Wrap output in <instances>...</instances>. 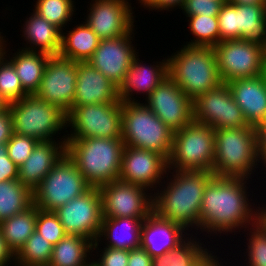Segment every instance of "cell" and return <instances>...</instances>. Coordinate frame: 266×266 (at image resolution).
I'll return each mask as SVG.
<instances>
[{
    "mask_svg": "<svg viewBox=\"0 0 266 266\" xmlns=\"http://www.w3.org/2000/svg\"><path fill=\"white\" fill-rule=\"evenodd\" d=\"M185 0H153L146 8L149 10H168L175 7H180L182 9Z\"/></svg>",
    "mask_w": 266,
    "mask_h": 266,
    "instance_id": "46",
    "label": "cell"
},
{
    "mask_svg": "<svg viewBox=\"0 0 266 266\" xmlns=\"http://www.w3.org/2000/svg\"><path fill=\"white\" fill-rule=\"evenodd\" d=\"M215 130L208 125L192 121L173 132L168 170L211 171L215 157Z\"/></svg>",
    "mask_w": 266,
    "mask_h": 266,
    "instance_id": "7",
    "label": "cell"
},
{
    "mask_svg": "<svg viewBox=\"0 0 266 266\" xmlns=\"http://www.w3.org/2000/svg\"><path fill=\"white\" fill-rule=\"evenodd\" d=\"M90 188L75 162L65 153L33 191V204L43 211H54Z\"/></svg>",
    "mask_w": 266,
    "mask_h": 266,
    "instance_id": "9",
    "label": "cell"
},
{
    "mask_svg": "<svg viewBox=\"0 0 266 266\" xmlns=\"http://www.w3.org/2000/svg\"><path fill=\"white\" fill-rule=\"evenodd\" d=\"M2 155H8L6 144H0V156H2Z\"/></svg>",
    "mask_w": 266,
    "mask_h": 266,
    "instance_id": "53",
    "label": "cell"
},
{
    "mask_svg": "<svg viewBox=\"0 0 266 266\" xmlns=\"http://www.w3.org/2000/svg\"><path fill=\"white\" fill-rule=\"evenodd\" d=\"M259 209V215H258V223L261 224L263 226V228L266 230V206L264 208L263 207H258Z\"/></svg>",
    "mask_w": 266,
    "mask_h": 266,
    "instance_id": "50",
    "label": "cell"
},
{
    "mask_svg": "<svg viewBox=\"0 0 266 266\" xmlns=\"http://www.w3.org/2000/svg\"><path fill=\"white\" fill-rule=\"evenodd\" d=\"M258 155L260 159L259 161H261L260 164L263 163L262 165L265 166L266 165V151H258Z\"/></svg>",
    "mask_w": 266,
    "mask_h": 266,
    "instance_id": "52",
    "label": "cell"
},
{
    "mask_svg": "<svg viewBox=\"0 0 266 266\" xmlns=\"http://www.w3.org/2000/svg\"><path fill=\"white\" fill-rule=\"evenodd\" d=\"M66 137L58 141L38 142L26 161L19 166L18 180L32 192L66 153Z\"/></svg>",
    "mask_w": 266,
    "mask_h": 266,
    "instance_id": "23",
    "label": "cell"
},
{
    "mask_svg": "<svg viewBox=\"0 0 266 266\" xmlns=\"http://www.w3.org/2000/svg\"><path fill=\"white\" fill-rule=\"evenodd\" d=\"M145 105L173 132L193 120V100L168 76L146 98Z\"/></svg>",
    "mask_w": 266,
    "mask_h": 266,
    "instance_id": "17",
    "label": "cell"
},
{
    "mask_svg": "<svg viewBox=\"0 0 266 266\" xmlns=\"http://www.w3.org/2000/svg\"><path fill=\"white\" fill-rule=\"evenodd\" d=\"M86 24L100 39H114L129 34L134 27L128 0H92Z\"/></svg>",
    "mask_w": 266,
    "mask_h": 266,
    "instance_id": "19",
    "label": "cell"
},
{
    "mask_svg": "<svg viewBox=\"0 0 266 266\" xmlns=\"http://www.w3.org/2000/svg\"><path fill=\"white\" fill-rule=\"evenodd\" d=\"M100 253L97 261H93V266H127L129 259V251L105 247Z\"/></svg>",
    "mask_w": 266,
    "mask_h": 266,
    "instance_id": "42",
    "label": "cell"
},
{
    "mask_svg": "<svg viewBox=\"0 0 266 266\" xmlns=\"http://www.w3.org/2000/svg\"><path fill=\"white\" fill-rule=\"evenodd\" d=\"M189 17V30L194 39L187 45L215 47L220 42V32L217 16H186Z\"/></svg>",
    "mask_w": 266,
    "mask_h": 266,
    "instance_id": "35",
    "label": "cell"
},
{
    "mask_svg": "<svg viewBox=\"0 0 266 266\" xmlns=\"http://www.w3.org/2000/svg\"><path fill=\"white\" fill-rule=\"evenodd\" d=\"M35 231L53 246L67 235L63 225L53 211H43L38 208Z\"/></svg>",
    "mask_w": 266,
    "mask_h": 266,
    "instance_id": "38",
    "label": "cell"
},
{
    "mask_svg": "<svg viewBox=\"0 0 266 266\" xmlns=\"http://www.w3.org/2000/svg\"><path fill=\"white\" fill-rule=\"evenodd\" d=\"M76 80V61L51 56L35 95L67 114L73 107Z\"/></svg>",
    "mask_w": 266,
    "mask_h": 266,
    "instance_id": "16",
    "label": "cell"
},
{
    "mask_svg": "<svg viewBox=\"0 0 266 266\" xmlns=\"http://www.w3.org/2000/svg\"><path fill=\"white\" fill-rule=\"evenodd\" d=\"M234 101L252 127L260 126L266 119V81L263 75L240 78L227 83Z\"/></svg>",
    "mask_w": 266,
    "mask_h": 266,
    "instance_id": "22",
    "label": "cell"
},
{
    "mask_svg": "<svg viewBox=\"0 0 266 266\" xmlns=\"http://www.w3.org/2000/svg\"><path fill=\"white\" fill-rule=\"evenodd\" d=\"M153 257L145 248L139 247L129 251L127 266H152Z\"/></svg>",
    "mask_w": 266,
    "mask_h": 266,
    "instance_id": "45",
    "label": "cell"
},
{
    "mask_svg": "<svg viewBox=\"0 0 266 266\" xmlns=\"http://www.w3.org/2000/svg\"><path fill=\"white\" fill-rule=\"evenodd\" d=\"M67 235L97 241L102 224V198L99 188L87 192L53 211Z\"/></svg>",
    "mask_w": 266,
    "mask_h": 266,
    "instance_id": "14",
    "label": "cell"
},
{
    "mask_svg": "<svg viewBox=\"0 0 266 266\" xmlns=\"http://www.w3.org/2000/svg\"><path fill=\"white\" fill-rule=\"evenodd\" d=\"M263 76H264V78H265V81H266V66H265V70H264V72H263V74H262Z\"/></svg>",
    "mask_w": 266,
    "mask_h": 266,
    "instance_id": "57",
    "label": "cell"
},
{
    "mask_svg": "<svg viewBox=\"0 0 266 266\" xmlns=\"http://www.w3.org/2000/svg\"><path fill=\"white\" fill-rule=\"evenodd\" d=\"M14 133L10 109L0 111V144H6Z\"/></svg>",
    "mask_w": 266,
    "mask_h": 266,
    "instance_id": "43",
    "label": "cell"
},
{
    "mask_svg": "<svg viewBox=\"0 0 266 266\" xmlns=\"http://www.w3.org/2000/svg\"><path fill=\"white\" fill-rule=\"evenodd\" d=\"M8 107L6 101L0 96V111L5 110Z\"/></svg>",
    "mask_w": 266,
    "mask_h": 266,
    "instance_id": "54",
    "label": "cell"
},
{
    "mask_svg": "<svg viewBox=\"0 0 266 266\" xmlns=\"http://www.w3.org/2000/svg\"><path fill=\"white\" fill-rule=\"evenodd\" d=\"M147 218H102L101 231L97 241L92 245V252L98 249L104 237L106 247L122 250H133L141 247V228ZM104 235V236H103Z\"/></svg>",
    "mask_w": 266,
    "mask_h": 266,
    "instance_id": "26",
    "label": "cell"
},
{
    "mask_svg": "<svg viewBox=\"0 0 266 266\" xmlns=\"http://www.w3.org/2000/svg\"><path fill=\"white\" fill-rule=\"evenodd\" d=\"M193 117L194 121L211 126L214 130L250 126L227 83L198 95L193 100Z\"/></svg>",
    "mask_w": 266,
    "mask_h": 266,
    "instance_id": "13",
    "label": "cell"
},
{
    "mask_svg": "<svg viewBox=\"0 0 266 266\" xmlns=\"http://www.w3.org/2000/svg\"><path fill=\"white\" fill-rule=\"evenodd\" d=\"M167 172H170L168 160L163 155L131 146L124 147L118 179L141 185L148 190L153 188V191L157 187L154 185L162 184L161 179L166 177L164 174L168 175Z\"/></svg>",
    "mask_w": 266,
    "mask_h": 266,
    "instance_id": "18",
    "label": "cell"
},
{
    "mask_svg": "<svg viewBox=\"0 0 266 266\" xmlns=\"http://www.w3.org/2000/svg\"><path fill=\"white\" fill-rule=\"evenodd\" d=\"M118 87L89 62H77L73 106L119 102Z\"/></svg>",
    "mask_w": 266,
    "mask_h": 266,
    "instance_id": "21",
    "label": "cell"
},
{
    "mask_svg": "<svg viewBox=\"0 0 266 266\" xmlns=\"http://www.w3.org/2000/svg\"><path fill=\"white\" fill-rule=\"evenodd\" d=\"M214 143V176L249 179L252 170L257 168V163L260 162L257 128L244 126L215 130Z\"/></svg>",
    "mask_w": 266,
    "mask_h": 266,
    "instance_id": "5",
    "label": "cell"
},
{
    "mask_svg": "<svg viewBox=\"0 0 266 266\" xmlns=\"http://www.w3.org/2000/svg\"><path fill=\"white\" fill-rule=\"evenodd\" d=\"M33 204V192L17 180L0 181V222Z\"/></svg>",
    "mask_w": 266,
    "mask_h": 266,
    "instance_id": "33",
    "label": "cell"
},
{
    "mask_svg": "<svg viewBox=\"0 0 266 266\" xmlns=\"http://www.w3.org/2000/svg\"><path fill=\"white\" fill-rule=\"evenodd\" d=\"M185 231L180 225L160 219L152 213L141 228V247L152 257L163 255L182 242L186 238L185 234L189 235Z\"/></svg>",
    "mask_w": 266,
    "mask_h": 266,
    "instance_id": "25",
    "label": "cell"
},
{
    "mask_svg": "<svg viewBox=\"0 0 266 266\" xmlns=\"http://www.w3.org/2000/svg\"><path fill=\"white\" fill-rule=\"evenodd\" d=\"M231 4H257L266 3V0H227Z\"/></svg>",
    "mask_w": 266,
    "mask_h": 266,
    "instance_id": "51",
    "label": "cell"
},
{
    "mask_svg": "<svg viewBox=\"0 0 266 266\" xmlns=\"http://www.w3.org/2000/svg\"><path fill=\"white\" fill-rule=\"evenodd\" d=\"M3 38L4 37L1 35V32H0V55L3 53L4 45L6 42Z\"/></svg>",
    "mask_w": 266,
    "mask_h": 266,
    "instance_id": "55",
    "label": "cell"
},
{
    "mask_svg": "<svg viewBox=\"0 0 266 266\" xmlns=\"http://www.w3.org/2000/svg\"><path fill=\"white\" fill-rule=\"evenodd\" d=\"M10 260H13V262H15V255L8 248L2 235V231L0 230V266H8L9 264H11Z\"/></svg>",
    "mask_w": 266,
    "mask_h": 266,
    "instance_id": "47",
    "label": "cell"
},
{
    "mask_svg": "<svg viewBox=\"0 0 266 266\" xmlns=\"http://www.w3.org/2000/svg\"><path fill=\"white\" fill-rule=\"evenodd\" d=\"M37 207L28 209L0 222V230L8 248L16 255L36 228Z\"/></svg>",
    "mask_w": 266,
    "mask_h": 266,
    "instance_id": "30",
    "label": "cell"
},
{
    "mask_svg": "<svg viewBox=\"0 0 266 266\" xmlns=\"http://www.w3.org/2000/svg\"><path fill=\"white\" fill-rule=\"evenodd\" d=\"M217 17L220 42L244 39L266 49V3L225 2Z\"/></svg>",
    "mask_w": 266,
    "mask_h": 266,
    "instance_id": "11",
    "label": "cell"
},
{
    "mask_svg": "<svg viewBox=\"0 0 266 266\" xmlns=\"http://www.w3.org/2000/svg\"><path fill=\"white\" fill-rule=\"evenodd\" d=\"M140 5H144L143 7H147L153 0H138Z\"/></svg>",
    "mask_w": 266,
    "mask_h": 266,
    "instance_id": "56",
    "label": "cell"
},
{
    "mask_svg": "<svg viewBox=\"0 0 266 266\" xmlns=\"http://www.w3.org/2000/svg\"><path fill=\"white\" fill-rule=\"evenodd\" d=\"M68 126L66 139L122 138V101L73 106L66 114Z\"/></svg>",
    "mask_w": 266,
    "mask_h": 266,
    "instance_id": "10",
    "label": "cell"
},
{
    "mask_svg": "<svg viewBox=\"0 0 266 266\" xmlns=\"http://www.w3.org/2000/svg\"><path fill=\"white\" fill-rule=\"evenodd\" d=\"M26 19L23 26V37L26 38V42L31 47L26 46L22 49L43 52L50 56H59L62 31L45 18H42L34 9L32 15Z\"/></svg>",
    "mask_w": 266,
    "mask_h": 266,
    "instance_id": "27",
    "label": "cell"
},
{
    "mask_svg": "<svg viewBox=\"0 0 266 266\" xmlns=\"http://www.w3.org/2000/svg\"><path fill=\"white\" fill-rule=\"evenodd\" d=\"M124 147L122 138L66 139V154L96 188L118 179Z\"/></svg>",
    "mask_w": 266,
    "mask_h": 266,
    "instance_id": "3",
    "label": "cell"
},
{
    "mask_svg": "<svg viewBox=\"0 0 266 266\" xmlns=\"http://www.w3.org/2000/svg\"><path fill=\"white\" fill-rule=\"evenodd\" d=\"M133 31L134 29L129 34L114 39H100L98 47L87 61L118 88L138 54L132 44V38L135 37L132 36Z\"/></svg>",
    "mask_w": 266,
    "mask_h": 266,
    "instance_id": "20",
    "label": "cell"
},
{
    "mask_svg": "<svg viewBox=\"0 0 266 266\" xmlns=\"http://www.w3.org/2000/svg\"><path fill=\"white\" fill-rule=\"evenodd\" d=\"M39 141L32 137L13 133L6 143L9 158L19 167L30 156Z\"/></svg>",
    "mask_w": 266,
    "mask_h": 266,
    "instance_id": "40",
    "label": "cell"
},
{
    "mask_svg": "<svg viewBox=\"0 0 266 266\" xmlns=\"http://www.w3.org/2000/svg\"><path fill=\"white\" fill-rule=\"evenodd\" d=\"M99 190L103 218H148L153 213V194L141 185L117 179Z\"/></svg>",
    "mask_w": 266,
    "mask_h": 266,
    "instance_id": "15",
    "label": "cell"
},
{
    "mask_svg": "<svg viewBox=\"0 0 266 266\" xmlns=\"http://www.w3.org/2000/svg\"><path fill=\"white\" fill-rule=\"evenodd\" d=\"M199 243L196 237H186L165 254L153 257L152 266H198L212 252Z\"/></svg>",
    "mask_w": 266,
    "mask_h": 266,
    "instance_id": "32",
    "label": "cell"
},
{
    "mask_svg": "<svg viewBox=\"0 0 266 266\" xmlns=\"http://www.w3.org/2000/svg\"><path fill=\"white\" fill-rule=\"evenodd\" d=\"M53 245L37 231L27 239L25 245L15 255V266L49 265Z\"/></svg>",
    "mask_w": 266,
    "mask_h": 266,
    "instance_id": "34",
    "label": "cell"
},
{
    "mask_svg": "<svg viewBox=\"0 0 266 266\" xmlns=\"http://www.w3.org/2000/svg\"><path fill=\"white\" fill-rule=\"evenodd\" d=\"M227 0H185L182 10L186 16H218Z\"/></svg>",
    "mask_w": 266,
    "mask_h": 266,
    "instance_id": "41",
    "label": "cell"
},
{
    "mask_svg": "<svg viewBox=\"0 0 266 266\" xmlns=\"http://www.w3.org/2000/svg\"><path fill=\"white\" fill-rule=\"evenodd\" d=\"M260 126H266V119L264 120V122Z\"/></svg>",
    "mask_w": 266,
    "mask_h": 266,
    "instance_id": "58",
    "label": "cell"
},
{
    "mask_svg": "<svg viewBox=\"0 0 266 266\" xmlns=\"http://www.w3.org/2000/svg\"><path fill=\"white\" fill-rule=\"evenodd\" d=\"M213 253H210L198 266H223L221 265L216 258L217 255H212ZM215 256V257H214Z\"/></svg>",
    "mask_w": 266,
    "mask_h": 266,
    "instance_id": "49",
    "label": "cell"
},
{
    "mask_svg": "<svg viewBox=\"0 0 266 266\" xmlns=\"http://www.w3.org/2000/svg\"><path fill=\"white\" fill-rule=\"evenodd\" d=\"M92 245L86 237L66 235L53 246L49 266H90L92 262L87 257Z\"/></svg>",
    "mask_w": 266,
    "mask_h": 266,
    "instance_id": "31",
    "label": "cell"
},
{
    "mask_svg": "<svg viewBox=\"0 0 266 266\" xmlns=\"http://www.w3.org/2000/svg\"><path fill=\"white\" fill-rule=\"evenodd\" d=\"M167 59L169 77L192 100L222 83L211 46L186 44Z\"/></svg>",
    "mask_w": 266,
    "mask_h": 266,
    "instance_id": "4",
    "label": "cell"
},
{
    "mask_svg": "<svg viewBox=\"0 0 266 266\" xmlns=\"http://www.w3.org/2000/svg\"><path fill=\"white\" fill-rule=\"evenodd\" d=\"M258 151H266V126L257 127Z\"/></svg>",
    "mask_w": 266,
    "mask_h": 266,
    "instance_id": "48",
    "label": "cell"
},
{
    "mask_svg": "<svg viewBox=\"0 0 266 266\" xmlns=\"http://www.w3.org/2000/svg\"><path fill=\"white\" fill-rule=\"evenodd\" d=\"M138 100L122 102V139L125 146L154 151L167 160L173 131L150 108Z\"/></svg>",
    "mask_w": 266,
    "mask_h": 266,
    "instance_id": "6",
    "label": "cell"
},
{
    "mask_svg": "<svg viewBox=\"0 0 266 266\" xmlns=\"http://www.w3.org/2000/svg\"><path fill=\"white\" fill-rule=\"evenodd\" d=\"M6 46L5 44L3 53L0 55V96L7 104H10L28 94L23 90L13 64L7 59V51H5Z\"/></svg>",
    "mask_w": 266,
    "mask_h": 266,
    "instance_id": "37",
    "label": "cell"
},
{
    "mask_svg": "<svg viewBox=\"0 0 266 266\" xmlns=\"http://www.w3.org/2000/svg\"><path fill=\"white\" fill-rule=\"evenodd\" d=\"M19 167L8 155L0 156V181L17 180Z\"/></svg>",
    "mask_w": 266,
    "mask_h": 266,
    "instance_id": "44",
    "label": "cell"
},
{
    "mask_svg": "<svg viewBox=\"0 0 266 266\" xmlns=\"http://www.w3.org/2000/svg\"><path fill=\"white\" fill-rule=\"evenodd\" d=\"M170 173L172 179L167 182V188L163 190L161 187V190H157L158 193L153 194V213L158 218L178 224L185 230L194 226V229L198 230L202 197L214 173L176 170Z\"/></svg>",
    "mask_w": 266,
    "mask_h": 266,
    "instance_id": "2",
    "label": "cell"
},
{
    "mask_svg": "<svg viewBox=\"0 0 266 266\" xmlns=\"http://www.w3.org/2000/svg\"><path fill=\"white\" fill-rule=\"evenodd\" d=\"M247 180L216 176L210 179L200 208L199 228L202 232L226 234L258 223L259 210L251 208L245 185Z\"/></svg>",
    "mask_w": 266,
    "mask_h": 266,
    "instance_id": "1",
    "label": "cell"
},
{
    "mask_svg": "<svg viewBox=\"0 0 266 266\" xmlns=\"http://www.w3.org/2000/svg\"><path fill=\"white\" fill-rule=\"evenodd\" d=\"M138 56L136 54L134 57L130 69L118 88V96L122 102H135L136 99L131 98L134 91H137L136 93L142 91L147 98L169 76L168 59L166 57L162 62H156V65L146 66V64L140 62Z\"/></svg>",
    "mask_w": 266,
    "mask_h": 266,
    "instance_id": "24",
    "label": "cell"
},
{
    "mask_svg": "<svg viewBox=\"0 0 266 266\" xmlns=\"http://www.w3.org/2000/svg\"><path fill=\"white\" fill-rule=\"evenodd\" d=\"M62 32L59 56L76 62H87L98 47L100 38L85 23L77 25L67 35Z\"/></svg>",
    "mask_w": 266,
    "mask_h": 266,
    "instance_id": "29",
    "label": "cell"
},
{
    "mask_svg": "<svg viewBox=\"0 0 266 266\" xmlns=\"http://www.w3.org/2000/svg\"><path fill=\"white\" fill-rule=\"evenodd\" d=\"M249 241L247 243L248 249L246 251L247 260L249 264L247 266H266V230L259 223L255 224L250 228Z\"/></svg>",
    "mask_w": 266,
    "mask_h": 266,
    "instance_id": "39",
    "label": "cell"
},
{
    "mask_svg": "<svg viewBox=\"0 0 266 266\" xmlns=\"http://www.w3.org/2000/svg\"><path fill=\"white\" fill-rule=\"evenodd\" d=\"M14 133L39 142L56 141L53 136L66 127V114L35 94L8 104Z\"/></svg>",
    "mask_w": 266,
    "mask_h": 266,
    "instance_id": "8",
    "label": "cell"
},
{
    "mask_svg": "<svg viewBox=\"0 0 266 266\" xmlns=\"http://www.w3.org/2000/svg\"><path fill=\"white\" fill-rule=\"evenodd\" d=\"M50 57L49 54L43 52L19 49L9 59L16 70L23 90L28 95L35 94L38 91L46 64Z\"/></svg>",
    "mask_w": 266,
    "mask_h": 266,
    "instance_id": "28",
    "label": "cell"
},
{
    "mask_svg": "<svg viewBox=\"0 0 266 266\" xmlns=\"http://www.w3.org/2000/svg\"><path fill=\"white\" fill-rule=\"evenodd\" d=\"M222 83L260 76L266 66V49L244 39L226 40L214 47Z\"/></svg>",
    "mask_w": 266,
    "mask_h": 266,
    "instance_id": "12",
    "label": "cell"
},
{
    "mask_svg": "<svg viewBox=\"0 0 266 266\" xmlns=\"http://www.w3.org/2000/svg\"><path fill=\"white\" fill-rule=\"evenodd\" d=\"M35 12L62 32L68 21L73 17L74 1L72 0H37Z\"/></svg>",
    "mask_w": 266,
    "mask_h": 266,
    "instance_id": "36",
    "label": "cell"
}]
</instances>
